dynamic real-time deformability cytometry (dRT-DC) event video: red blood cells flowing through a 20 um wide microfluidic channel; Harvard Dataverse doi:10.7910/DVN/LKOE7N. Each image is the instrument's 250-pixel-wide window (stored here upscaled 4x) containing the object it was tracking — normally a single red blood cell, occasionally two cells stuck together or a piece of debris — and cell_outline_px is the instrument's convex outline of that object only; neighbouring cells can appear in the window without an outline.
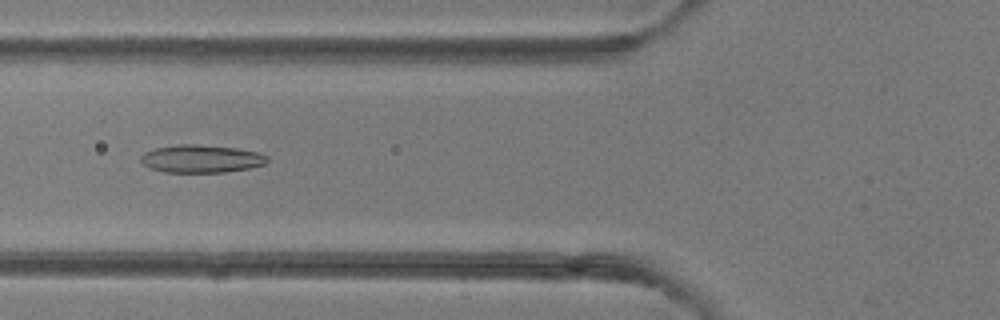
{"species": "common noctule bat (a hibernating species)", "species_latin": "Nyctalus noctula", "temperature_condition": "room temperature", "stored_images_in_passage": 39, "camera_frame_rate_fps": 3000, "um_per_image_px": 0.085, "animal": {"sex": "female"}, "frame": {"image": 1, "passage_image": 9, "time_ms": 2.667, "image_size_px": [1000, 320], "cell_outline_px": [[268, 160], [264, 164], [252, 168], [224, 172], [164, 172], [148, 168], [140, 160], [140, 156], [144, 152], [156, 148], [176, 144], [196, 144], [236, 148], [260, 152], [268, 156]], "centroid_in_image_um": [17.11, 13.49], "position_along_channel_um": 108.7, "area_um2": 20.69}}
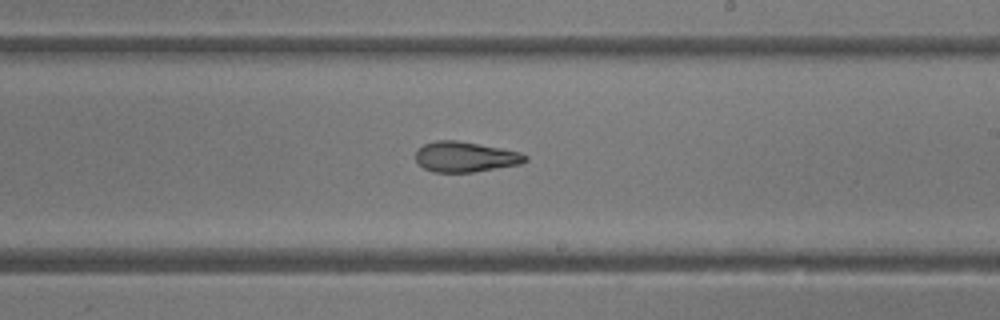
{"frame": {"image": 2, "passage_image": 19, "time_ms": 6.0, "image_size_px": [1000, 320], "cell_outline_px": [[528, 160], [520, 164], [472, 172], [432, 172], [424, 168], [416, 160], [416, 148], [424, 144], [436, 140], [456, 140], [500, 148], [520, 152], [528, 156]], "centroid_in_image_um": [39.53, 13.33], "position_along_channel_um": 249.5, "area_um2": 19.31}}
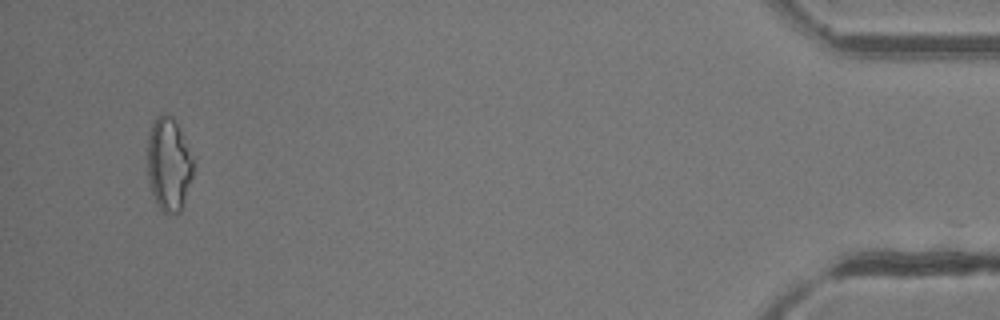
{"frame": {"image": 3, "passage_image": 37, "time_ms": 12.0, "image_size_px": [1000, 320], "cell_outline_px": [[192, 176], [180, 212], [168, 216], [156, 204], [152, 192], [148, 176], [148, 136], [152, 120], [160, 112], [172, 116], [180, 132], [192, 160]], "centroid_in_image_um": [14.3, 13.97], "position_along_channel_um": 420.9, "area_um2": 24.51}, "authors_computed_cell_mechanics": {"area_um2": 20.6924, "velocity_mm_per_s": 4.208, "shape_relaxation_time_tau1_ms": 7.6663, "shape_relaxation_time_tau2_ms": 2.4299, "deformation_change_tau1": 0.2265, "deformation_change_tau2": 0.1184}}